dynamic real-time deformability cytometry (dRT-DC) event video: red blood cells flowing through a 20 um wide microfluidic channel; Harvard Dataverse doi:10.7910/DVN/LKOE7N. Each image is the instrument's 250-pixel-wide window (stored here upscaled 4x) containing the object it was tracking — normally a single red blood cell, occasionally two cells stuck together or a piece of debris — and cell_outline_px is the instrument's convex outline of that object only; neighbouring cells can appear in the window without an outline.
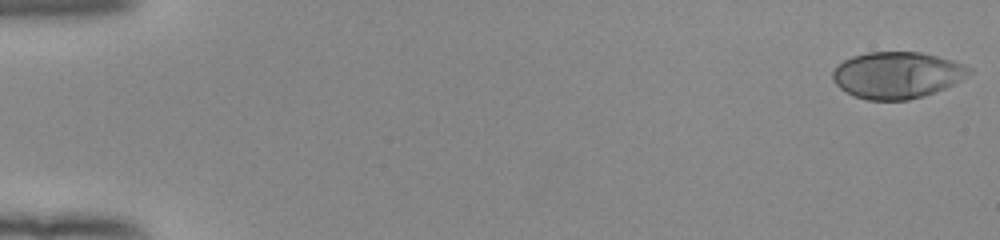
{"species": "human", "species_latin": "Homo sapiens", "temperature_condition": "room temperature", "stored_images_in_passage": 50, "camera_frame_rate_fps": 3000, "um_per_image_px": 0.085, "donor": {"sex": "female"}, "frame": {"image": 1, "passage_image": 1, "time_ms": 0.0, "image_size_px": [1000, 240], "cell_outline_px": [[972, 72], [960, 80], [944, 88], [924, 96], [908, 100], [868, 100], [852, 96], [840, 88], [832, 80], [832, 72], [836, 64], [852, 56], [868, 52], [920, 52], [952, 60], [964, 64], [972, 68]], "centroid_in_image_um": [76.21, 6.38], "position_along_channel_um": 8.8, "area_um2": 37.17}}
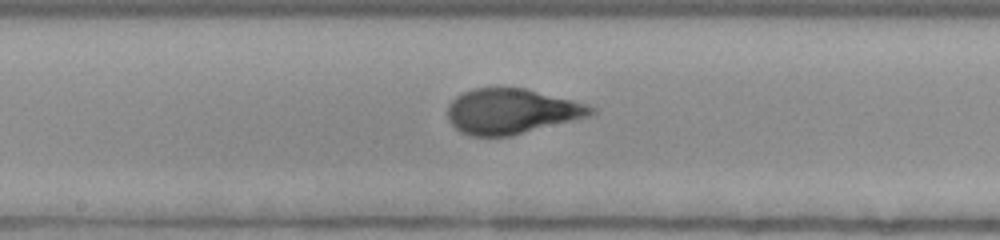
{"frame": {"image": 2, "passage_image": 29, "time_ms": 9.333, "image_size_px": [1000, 240], "cell_outline_px": [[596, 112], [592, 116], [508, 136], [468, 136], [460, 132], [448, 120], [448, 104], [456, 96], [472, 88], [524, 88], [588, 104], [596, 108]], "centroid_in_image_um": [43.48, 9.46], "position_along_channel_um": 204.7, "area_um2": 37.74}}
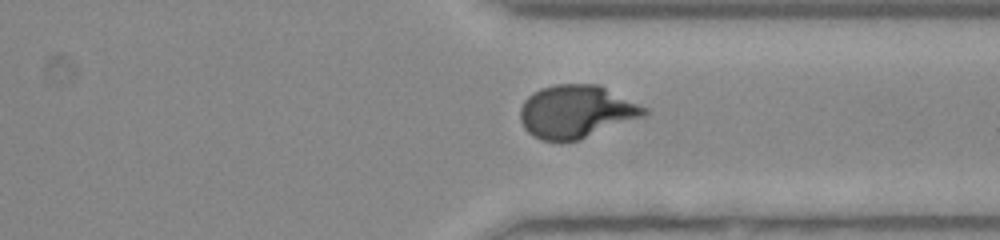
{"frame": {"image": 3, "passage_image": 41, "time_ms": 13.333, "image_size_px": [1000, 240], "cell_outline_px": [[648, 112], [644, 116], [580, 140], [560, 144], [540, 140], [532, 136], [524, 128], [520, 120], [520, 108], [524, 100], [532, 92], [540, 88], [556, 84], [600, 84], [648, 108]], "centroid_in_image_um": [48.96, 9.51], "position_along_channel_um": 362.4, "area_um2": 39.02}}